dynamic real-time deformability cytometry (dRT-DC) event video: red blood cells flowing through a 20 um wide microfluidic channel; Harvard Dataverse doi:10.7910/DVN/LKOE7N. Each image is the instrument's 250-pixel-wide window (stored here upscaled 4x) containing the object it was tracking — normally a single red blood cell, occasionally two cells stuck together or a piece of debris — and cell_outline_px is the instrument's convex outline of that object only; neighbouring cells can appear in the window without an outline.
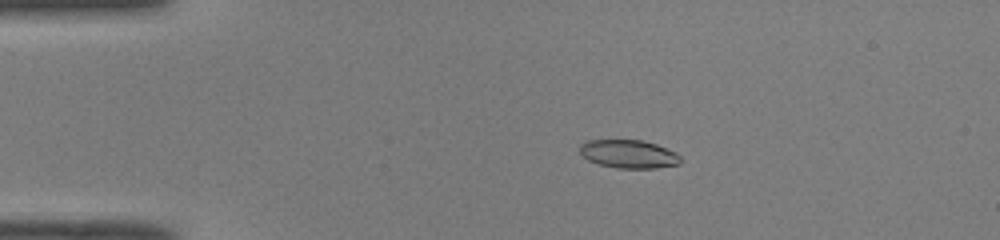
{"species": "common noctule bat (a hibernating species)", "species_latin": "Nyctalus noctula", "temperature_condition": "room temperature", "stored_images_in_passage": 50, "camera_frame_rate_fps": 3000, "um_per_image_px": 0.085, "animal": {"sex": "male", "body_mass_g": 19.0, "forearm_length_mm": 50.8}, "frame": {"image": 1, "passage_image": 10, "time_ms": 3.0, "image_size_px": [1000, 240], "cell_outline_px": [[680, 164], [656, 168], [616, 168], [600, 164], [588, 160], [580, 152], [580, 144], [588, 140], [640, 140], [656, 144], [676, 152], [680, 156]], "centroid_in_image_um": [53.45, 13.09], "position_along_channel_um": 31.6, "area_um2": 16.53}}
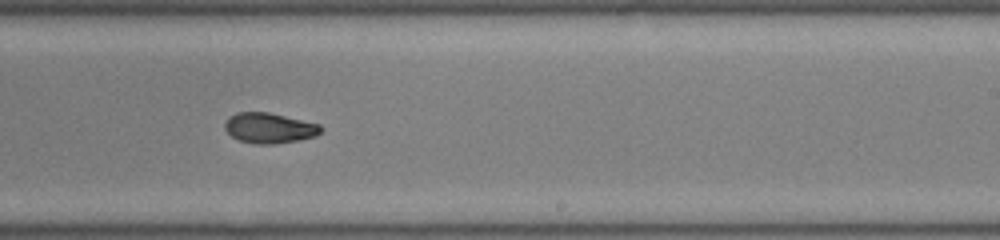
{"frame": {"image": 2, "passage_image": 31, "time_ms": 10.0, "image_size_px": [1000, 240], "cell_outline_px": [[324, 128], [316, 136], [300, 140], [276, 144], [252, 144], [236, 140], [224, 128], [224, 124], [228, 116], [236, 112], [268, 112], [320, 124]], "centroid_in_image_um": [22.88, 10.89], "position_along_channel_um": 266.1, "area_um2": 17.28}}
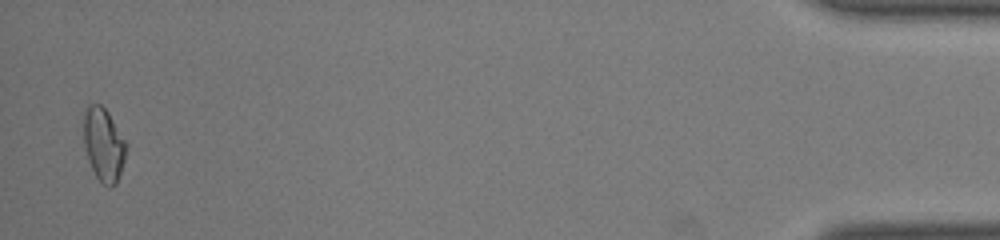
{"frame": {"image": 3, "passage_image": 49, "time_ms": 16.0, "image_size_px": [1000, 240], "cell_outline_px": [[128, 144], [124, 160], [116, 184], [112, 188], [108, 188], [96, 176], [88, 160], [84, 148], [84, 116], [88, 104], [100, 104], [108, 112]], "centroid_in_image_um": [8.82, 12.3], "position_along_channel_um": 426.4, "area_um2": 18.15}, "authors_computed_cell_mechanics": {"area_um2": 17.2244, "velocity_mm_per_s": 4.1023, "shape_relaxation_time_tau1_ms": null, "shape_relaxation_time_tau2_ms": 3.3487, "deformation_change_tau1": null, "deformation_change_tau2": 0.0746}}